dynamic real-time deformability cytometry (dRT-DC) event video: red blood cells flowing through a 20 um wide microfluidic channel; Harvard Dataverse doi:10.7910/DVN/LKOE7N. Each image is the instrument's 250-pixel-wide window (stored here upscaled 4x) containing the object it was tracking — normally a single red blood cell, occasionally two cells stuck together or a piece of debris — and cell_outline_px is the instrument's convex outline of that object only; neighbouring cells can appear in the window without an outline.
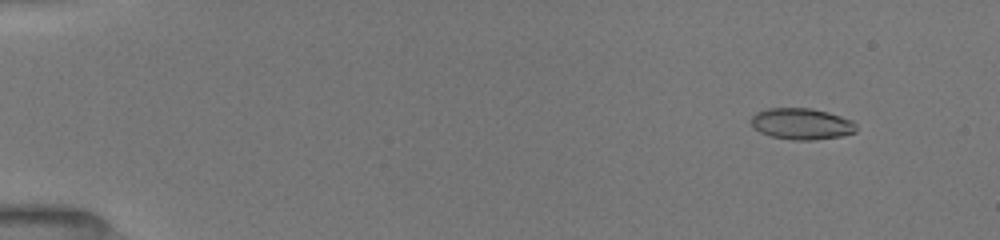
{"species": "common noctule bat (a hibernating species)", "species_latin": "Nyctalus noctula", "temperature_condition": "room temperature", "stored_images_in_passage": 53, "camera_frame_rate_fps": 3000, "um_per_image_px": 0.085, "animal": {"sex": "female", "body_mass_g": 19.5, "forearm_length_mm": 54.1}, "frame": {"image": 1, "passage_image": 6, "time_ms": 1.667, "image_size_px": [1000, 240], "cell_outline_px": [[856, 132], [840, 136], [816, 140], [792, 140], [772, 136], [760, 132], [752, 124], [752, 116], [756, 112], [768, 108], [812, 108], [828, 112], [852, 120], [856, 124]], "centroid_in_image_um": [68.16, 10.52], "position_along_channel_um": 16.8, "area_um2": 19.13}}
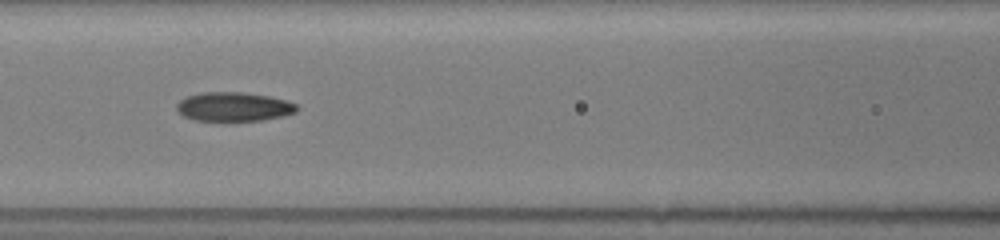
{"frame": {"image": 2, "passage_image": 25, "time_ms": 8.0, "image_size_px": [1000, 240], "cell_outline_px": [[300, 108], [296, 112], [284, 116], [260, 120], [192, 120], [184, 116], [176, 108], [176, 104], [180, 100], [188, 96], [200, 92], [240, 92], [268, 96], [288, 100], [296, 104]], "centroid_in_image_um": [19.89, 9.06], "position_along_channel_um": 146.7, "area_um2": 20.29}}
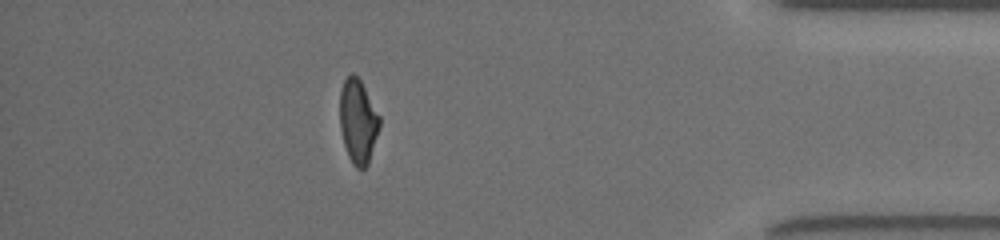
{"frame": {"image": 3, "passage_image": 47, "time_ms": 15.333, "image_size_px": [1000, 240], "cell_outline_px": [[380, 124], [368, 164], [364, 168], [356, 168], [352, 164], [348, 156], [344, 144], [340, 128], [340, 92], [344, 80], [352, 72], [360, 80], [380, 116]], "centroid_in_image_um": [30.42, 10.32], "position_along_channel_um": 404.8, "area_um2": 19.25}, "authors_computed_cell_mechanics": {"area_um2": 19.652, "velocity_mm_per_s": 4.0242, "shape_relaxation_time_tau1_ms": 5.1022, "shape_relaxation_time_tau2_ms": 2.2278, "deformation_change_tau1": 0.1767, "deformation_change_tau2": 0.0948}}